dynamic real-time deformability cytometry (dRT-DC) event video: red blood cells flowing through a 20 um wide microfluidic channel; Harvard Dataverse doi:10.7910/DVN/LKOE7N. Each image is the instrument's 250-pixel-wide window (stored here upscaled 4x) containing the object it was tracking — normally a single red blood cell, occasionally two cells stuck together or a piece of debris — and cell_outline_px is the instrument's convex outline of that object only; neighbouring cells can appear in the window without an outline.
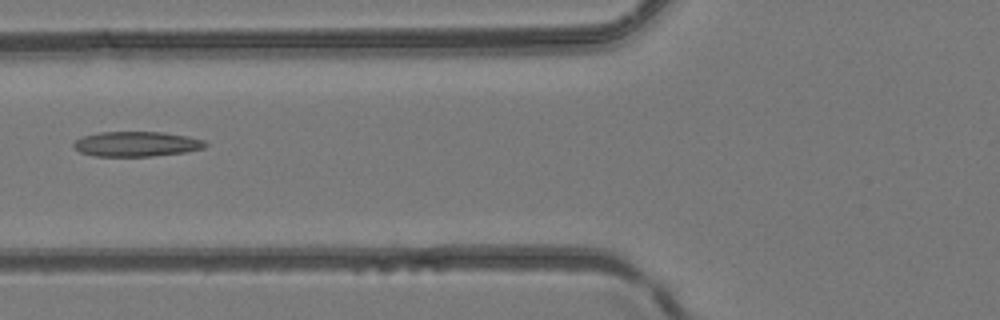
{"species": "common noctule bat (a hibernating species)", "species_latin": "Nyctalus noctula", "temperature_condition": "room temperature", "stored_images_in_passage": 6, "camera_frame_rate_fps": 3000, "um_per_image_px": 0.085, "animal": {"sex": "female", "body_mass_g": 24.6, "forearm_length_mm": 56.2}, "frame": {"image": 1, "passage_image": 5, "time_ms": 5.667, "image_size_px": [1000, 320], "cell_outline_px": [[208, 144], [204, 148], [184, 152], [152, 156], [96, 156], [80, 152], [72, 144], [76, 140], [84, 136], [100, 132], [164, 132], [188, 136], [204, 140]], "centroid_in_image_um": [11.63, 12.23], "position_along_channel_um": 114.2, "area_um2": 19.07}}
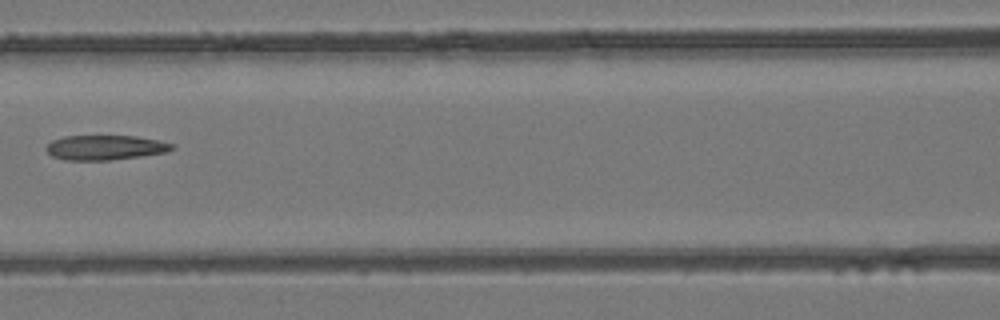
{"frame": {"image": 2, "passage_image": 6, "time_ms": 6.667, "image_size_px": [1000, 320], "cell_outline_px": [[176, 148], [168, 152], [140, 156], [108, 160], [64, 160], [52, 156], [44, 148], [52, 140], [64, 136], [136, 136], [156, 140], [172, 144]], "centroid_in_image_um": [8.92, 12.54], "position_along_channel_um": 157.7, "area_um2": 18.09}}